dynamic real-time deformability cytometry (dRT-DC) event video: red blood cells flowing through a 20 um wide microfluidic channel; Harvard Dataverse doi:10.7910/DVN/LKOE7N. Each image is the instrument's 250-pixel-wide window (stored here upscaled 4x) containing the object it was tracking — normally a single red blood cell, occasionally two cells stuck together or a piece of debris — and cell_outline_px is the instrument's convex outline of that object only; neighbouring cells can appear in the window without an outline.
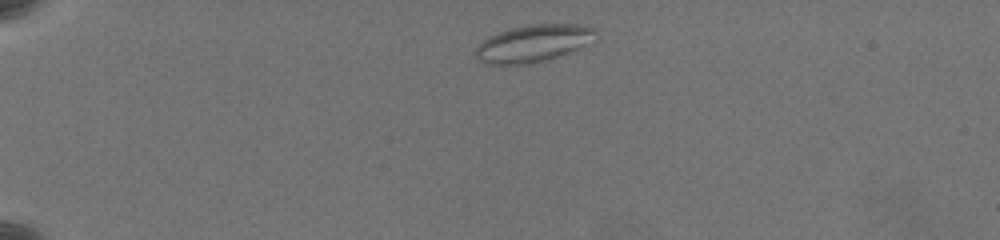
{"species": "common noctule bat (a hibernating species)", "species_latin": "Nyctalus noctula", "temperature_condition": "warm", "stored_images_in_passage": 51, "camera_frame_rate_fps": 3000, "um_per_image_px": 0.085, "animal": {"sex": "female", "body_mass_g": 19.5, "forearm_length_mm": 54.1}, "frame": {"image": 1, "passage_image": 4, "time_ms": 1.0, "image_size_px": [1000, 240], "cell_outline_px": [[596, 40], [568, 52], [548, 60], [528, 64], [484, 64], [476, 56], [476, 48], [488, 36], [512, 28], [528, 24], [580, 24], [596, 28]], "centroid_in_image_um": [45.37, 3.68], "position_along_channel_um": 39.6, "area_um2": 25.95}}
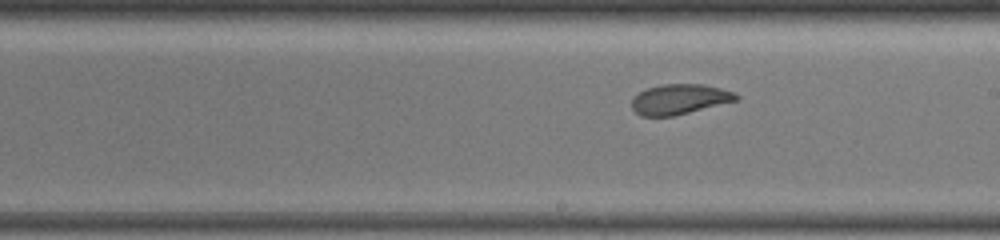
{"frame": {"image": 2, "passage_image": 27, "time_ms": 8.667, "image_size_px": [1000, 240], "cell_outline_px": [[740, 100], [672, 116], [640, 116], [632, 108], [632, 100], [640, 92], [648, 88], [664, 84], [704, 84], [736, 92], [740, 96]], "centroid_in_image_um": [57.82, 8.43], "position_along_channel_um": 231.2, "area_um2": 18.32}}
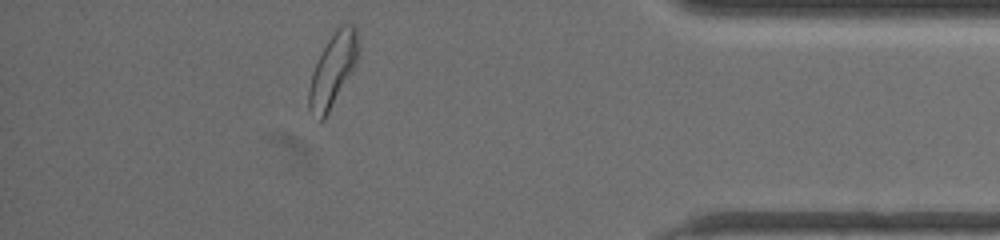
{"frame": {"image": 3, "passage_image": 45, "time_ms": 14.667, "image_size_px": [1000, 240], "cell_outline_px": [[356, 64], [324, 120], [320, 120], [308, 108], [308, 88], [312, 72], [328, 40], [336, 28], [340, 24], [352, 24], [356, 28]], "centroid_in_image_um": [28.25, 5.96], "position_along_channel_um": 406.9, "area_um2": 20.29}, "authors_computed_cell_mechanics": {"area_um2": 20.23, "velocity_mm_per_s": 3.4157, "shape_relaxation_time_tau1_ms": 9.5107, "shape_relaxation_time_tau2_ms": 1.7438, "deformation_change_tau1": 0.1748, "deformation_change_tau2": 0.0768}}